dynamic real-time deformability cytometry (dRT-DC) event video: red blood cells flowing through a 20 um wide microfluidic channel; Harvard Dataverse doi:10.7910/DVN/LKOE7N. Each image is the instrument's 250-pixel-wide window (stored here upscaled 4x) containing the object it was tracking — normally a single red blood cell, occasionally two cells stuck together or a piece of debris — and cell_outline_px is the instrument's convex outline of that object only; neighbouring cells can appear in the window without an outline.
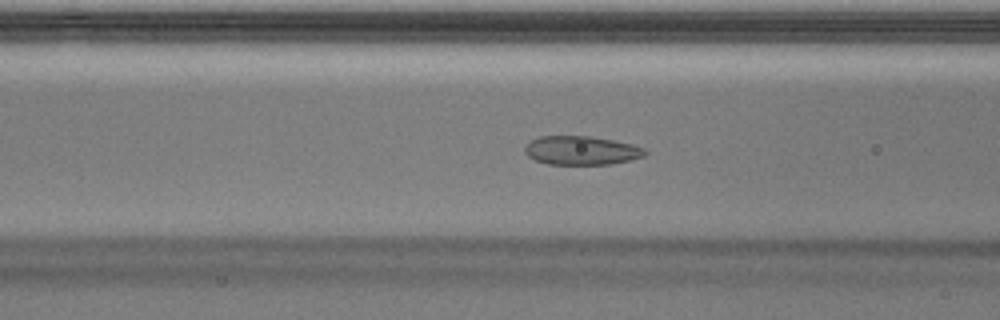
{"species": "Egyptian fruit bat (a non-hibernating species)", "species_latin": "Rousettus aegyptiacus", "temperature_condition": "warm", "stored_images_in_passage": 41, "segment_of_instrument_passage": [1, 2], "camera_frame_rate_fps": 3000, "um_per_image_px": 0.085, "animal": {"sex": "male"}, "frame": {"image": 1, "passage_image": 11, "time_ms": 3.333, "image_size_px": [1000, 320], "cell_outline_px": [[648, 152], [644, 156], [612, 164], [548, 164], [536, 160], [528, 156], [524, 152], [524, 148], [532, 140], [540, 136], [588, 136], [612, 140], [632, 144], [644, 148]], "centroid_in_image_um": [49.42, 12.79], "position_along_channel_um": 117.2, "area_um2": 20.0}}
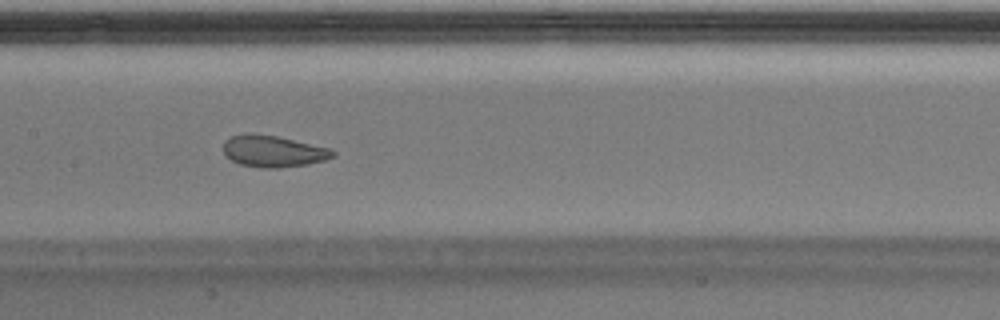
{"frame": {"image": 2, "passage_image": 16, "time_ms": 5.0, "image_size_px": [1000, 320], "cell_outline_px": [[336, 156], [324, 160], [308, 164], [280, 168], [264, 168], [240, 164], [232, 160], [224, 152], [224, 140], [232, 136], [248, 132], [276, 136], [332, 148], [336, 152]], "centroid_in_image_um": [23.26, 12.85], "position_along_channel_um": 184.1, "area_um2": 20.23}}
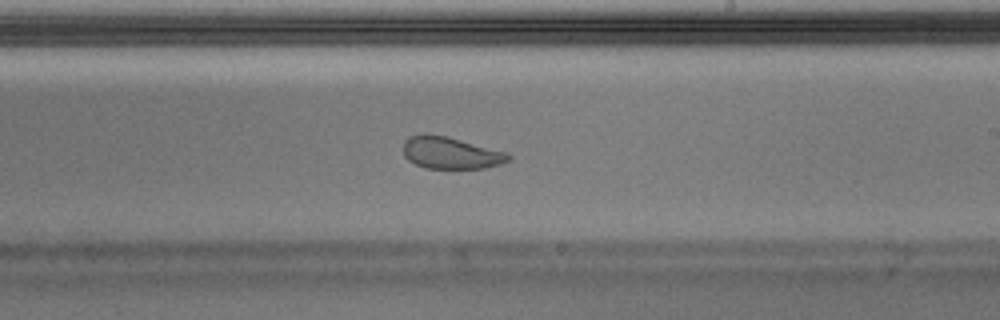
{"frame": {"image": 3, "passage_image": 21, "time_ms": 6.667, "image_size_px": [1000, 320], "cell_outline_px": [[512, 156], [508, 160], [500, 164], [484, 168], [424, 168], [408, 160], [404, 156], [404, 140], [408, 136], [424, 132], [448, 136], [508, 152]], "centroid_in_image_um": [38.29, 12.97], "position_along_channel_um": 250.7, "area_um2": 19.88}}